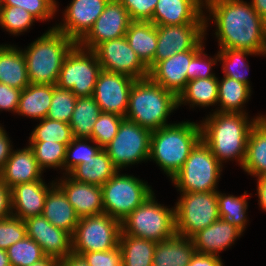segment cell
Listing matches in <instances>:
<instances>
[{"mask_svg": "<svg viewBox=\"0 0 266 266\" xmlns=\"http://www.w3.org/2000/svg\"><path fill=\"white\" fill-rule=\"evenodd\" d=\"M218 78H200L188 81L184 90L178 95V106L207 107L218 104Z\"/></svg>", "mask_w": 266, "mask_h": 266, "instance_id": "32", "label": "cell"}, {"mask_svg": "<svg viewBox=\"0 0 266 266\" xmlns=\"http://www.w3.org/2000/svg\"><path fill=\"white\" fill-rule=\"evenodd\" d=\"M195 252L191 238L175 235L156 242L152 266H187Z\"/></svg>", "mask_w": 266, "mask_h": 266, "instance_id": "28", "label": "cell"}, {"mask_svg": "<svg viewBox=\"0 0 266 266\" xmlns=\"http://www.w3.org/2000/svg\"><path fill=\"white\" fill-rule=\"evenodd\" d=\"M0 266H11L6 250L0 249Z\"/></svg>", "mask_w": 266, "mask_h": 266, "instance_id": "58", "label": "cell"}, {"mask_svg": "<svg viewBox=\"0 0 266 266\" xmlns=\"http://www.w3.org/2000/svg\"><path fill=\"white\" fill-rule=\"evenodd\" d=\"M12 215L11 189L0 180V220Z\"/></svg>", "mask_w": 266, "mask_h": 266, "instance_id": "51", "label": "cell"}, {"mask_svg": "<svg viewBox=\"0 0 266 266\" xmlns=\"http://www.w3.org/2000/svg\"><path fill=\"white\" fill-rule=\"evenodd\" d=\"M187 266H223V262L219 256L195 252Z\"/></svg>", "mask_w": 266, "mask_h": 266, "instance_id": "52", "label": "cell"}, {"mask_svg": "<svg viewBox=\"0 0 266 266\" xmlns=\"http://www.w3.org/2000/svg\"><path fill=\"white\" fill-rule=\"evenodd\" d=\"M87 141L96 145L90 146L88 145L89 143H87ZM100 149L101 147L97 143L91 141V139L74 138L67 146L64 161V169L66 171L65 174H68L78 164H86L87 161L92 158Z\"/></svg>", "mask_w": 266, "mask_h": 266, "instance_id": "43", "label": "cell"}, {"mask_svg": "<svg viewBox=\"0 0 266 266\" xmlns=\"http://www.w3.org/2000/svg\"><path fill=\"white\" fill-rule=\"evenodd\" d=\"M21 91L0 83V110L17 112Z\"/></svg>", "mask_w": 266, "mask_h": 266, "instance_id": "50", "label": "cell"}, {"mask_svg": "<svg viewBox=\"0 0 266 266\" xmlns=\"http://www.w3.org/2000/svg\"><path fill=\"white\" fill-rule=\"evenodd\" d=\"M101 113L93 96L77 97L75 108L69 122L74 138L91 139L94 124Z\"/></svg>", "mask_w": 266, "mask_h": 266, "instance_id": "35", "label": "cell"}, {"mask_svg": "<svg viewBox=\"0 0 266 266\" xmlns=\"http://www.w3.org/2000/svg\"><path fill=\"white\" fill-rule=\"evenodd\" d=\"M77 97L69 89L55 85L47 118L68 123L71 121Z\"/></svg>", "mask_w": 266, "mask_h": 266, "instance_id": "41", "label": "cell"}, {"mask_svg": "<svg viewBox=\"0 0 266 266\" xmlns=\"http://www.w3.org/2000/svg\"><path fill=\"white\" fill-rule=\"evenodd\" d=\"M59 259L52 256H45L42 260L33 263L30 266H58Z\"/></svg>", "mask_w": 266, "mask_h": 266, "instance_id": "57", "label": "cell"}, {"mask_svg": "<svg viewBox=\"0 0 266 266\" xmlns=\"http://www.w3.org/2000/svg\"><path fill=\"white\" fill-rule=\"evenodd\" d=\"M128 11L131 21H151L158 0H118Z\"/></svg>", "mask_w": 266, "mask_h": 266, "instance_id": "48", "label": "cell"}, {"mask_svg": "<svg viewBox=\"0 0 266 266\" xmlns=\"http://www.w3.org/2000/svg\"><path fill=\"white\" fill-rule=\"evenodd\" d=\"M202 8L204 0H158L151 22L156 26L206 23Z\"/></svg>", "mask_w": 266, "mask_h": 266, "instance_id": "20", "label": "cell"}, {"mask_svg": "<svg viewBox=\"0 0 266 266\" xmlns=\"http://www.w3.org/2000/svg\"><path fill=\"white\" fill-rule=\"evenodd\" d=\"M53 183L52 181L50 187L43 180H36L12 187V215L22 220L42 215L46 195L55 185Z\"/></svg>", "mask_w": 266, "mask_h": 266, "instance_id": "22", "label": "cell"}, {"mask_svg": "<svg viewBox=\"0 0 266 266\" xmlns=\"http://www.w3.org/2000/svg\"><path fill=\"white\" fill-rule=\"evenodd\" d=\"M6 251L11 266H30L46 256L41 247L28 236L23 240L17 241Z\"/></svg>", "mask_w": 266, "mask_h": 266, "instance_id": "40", "label": "cell"}, {"mask_svg": "<svg viewBox=\"0 0 266 266\" xmlns=\"http://www.w3.org/2000/svg\"><path fill=\"white\" fill-rule=\"evenodd\" d=\"M254 11L266 22V0H252Z\"/></svg>", "mask_w": 266, "mask_h": 266, "instance_id": "56", "label": "cell"}, {"mask_svg": "<svg viewBox=\"0 0 266 266\" xmlns=\"http://www.w3.org/2000/svg\"><path fill=\"white\" fill-rule=\"evenodd\" d=\"M217 191V203L219 209V216L225 222H228L237 227L242 232L245 230L247 224V194L246 191L242 196H233L219 193Z\"/></svg>", "mask_w": 266, "mask_h": 266, "instance_id": "36", "label": "cell"}, {"mask_svg": "<svg viewBox=\"0 0 266 266\" xmlns=\"http://www.w3.org/2000/svg\"><path fill=\"white\" fill-rule=\"evenodd\" d=\"M54 88L55 85L30 83L21 91L16 113L39 121L46 118Z\"/></svg>", "mask_w": 266, "mask_h": 266, "instance_id": "31", "label": "cell"}, {"mask_svg": "<svg viewBox=\"0 0 266 266\" xmlns=\"http://www.w3.org/2000/svg\"><path fill=\"white\" fill-rule=\"evenodd\" d=\"M42 174L33 150L27 146L21 150L12 151L0 172V180L11 189L18 184L43 180Z\"/></svg>", "mask_w": 266, "mask_h": 266, "instance_id": "23", "label": "cell"}, {"mask_svg": "<svg viewBox=\"0 0 266 266\" xmlns=\"http://www.w3.org/2000/svg\"><path fill=\"white\" fill-rule=\"evenodd\" d=\"M208 19L211 18L206 16V23L156 26L158 41L154 66L177 53L194 49L204 39Z\"/></svg>", "mask_w": 266, "mask_h": 266, "instance_id": "14", "label": "cell"}, {"mask_svg": "<svg viewBox=\"0 0 266 266\" xmlns=\"http://www.w3.org/2000/svg\"><path fill=\"white\" fill-rule=\"evenodd\" d=\"M26 232L42 249L46 256L62 259L72 254V235L52 225L43 215L24 220Z\"/></svg>", "mask_w": 266, "mask_h": 266, "instance_id": "17", "label": "cell"}, {"mask_svg": "<svg viewBox=\"0 0 266 266\" xmlns=\"http://www.w3.org/2000/svg\"><path fill=\"white\" fill-rule=\"evenodd\" d=\"M216 24L220 49H242L266 55V22L243 0H204Z\"/></svg>", "mask_w": 266, "mask_h": 266, "instance_id": "1", "label": "cell"}, {"mask_svg": "<svg viewBox=\"0 0 266 266\" xmlns=\"http://www.w3.org/2000/svg\"><path fill=\"white\" fill-rule=\"evenodd\" d=\"M37 19L22 7L0 6V25L10 34L19 35Z\"/></svg>", "mask_w": 266, "mask_h": 266, "instance_id": "42", "label": "cell"}, {"mask_svg": "<svg viewBox=\"0 0 266 266\" xmlns=\"http://www.w3.org/2000/svg\"><path fill=\"white\" fill-rule=\"evenodd\" d=\"M101 70L96 54L76 44L63 61L56 85L71 90L76 97H89Z\"/></svg>", "mask_w": 266, "mask_h": 266, "instance_id": "11", "label": "cell"}, {"mask_svg": "<svg viewBox=\"0 0 266 266\" xmlns=\"http://www.w3.org/2000/svg\"><path fill=\"white\" fill-rule=\"evenodd\" d=\"M242 233L234 225L219 218L210 226L198 231L191 239L197 253L220 256L218 252L232 246Z\"/></svg>", "mask_w": 266, "mask_h": 266, "instance_id": "24", "label": "cell"}, {"mask_svg": "<svg viewBox=\"0 0 266 266\" xmlns=\"http://www.w3.org/2000/svg\"><path fill=\"white\" fill-rule=\"evenodd\" d=\"M10 138L2 126H0V172L12 153V145Z\"/></svg>", "mask_w": 266, "mask_h": 266, "instance_id": "53", "label": "cell"}, {"mask_svg": "<svg viewBox=\"0 0 266 266\" xmlns=\"http://www.w3.org/2000/svg\"><path fill=\"white\" fill-rule=\"evenodd\" d=\"M121 222L105 213L79 219L72 235V253L112 250L119 246Z\"/></svg>", "mask_w": 266, "mask_h": 266, "instance_id": "10", "label": "cell"}, {"mask_svg": "<svg viewBox=\"0 0 266 266\" xmlns=\"http://www.w3.org/2000/svg\"><path fill=\"white\" fill-rule=\"evenodd\" d=\"M249 175L266 176V117L259 119L250 131L246 157L242 166Z\"/></svg>", "mask_w": 266, "mask_h": 266, "instance_id": "30", "label": "cell"}, {"mask_svg": "<svg viewBox=\"0 0 266 266\" xmlns=\"http://www.w3.org/2000/svg\"><path fill=\"white\" fill-rule=\"evenodd\" d=\"M251 96V86L240 81L224 76L218 80V112L244 113L242 108Z\"/></svg>", "mask_w": 266, "mask_h": 266, "instance_id": "34", "label": "cell"}, {"mask_svg": "<svg viewBox=\"0 0 266 266\" xmlns=\"http://www.w3.org/2000/svg\"><path fill=\"white\" fill-rule=\"evenodd\" d=\"M64 178L55 184L63 191L80 218L104 213L100 186L78 182L68 175Z\"/></svg>", "mask_w": 266, "mask_h": 266, "instance_id": "21", "label": "cell"}, {"mask_svg": "<svg viewBox=\"0 0 266 266\" xmlns=\"http://www.w3.org/2000/svg\"><path fill=\"white\" fill-rule=\"evenodd\" d=\"M89 266H123L119 246L107 251L87 252L81 255Z\"/></svg>", "mask_w": 266, "mask_h": 266, "instance_id": "49", "label": "cell"}, {"mask_svg": "<svg viewBox=\"0 0 266 266\" xmlns=\"http://www.w3.org/2000/svg\"><path fill=\"white\" fill-rule=\"evenodd\" d=\"M154 193L121 221V234L154 242L165 241L176 235L175 209L155 201Z\"/></svg>", "mask_w": 266, "mask_h": 266, "instance_id": "6", "label": "cell"}, {"mask_svg": "<svg viewBox=\"0 0 266 266\" xmlns=\"http://www.w3.org/2000/svg\"><path fill=\"white\" fill-rule=\"evenodd\" d=\"M117 114L101 112L94 124L91 141L102 149L116 136L121 122L124 120Z\"/></svg>", "mask_w": 266, "mask_h": 266, "instance_id": "44", "label": "cell"}, {"mask_svg": "<svg viewBox=\"0 0 266 266\" xmlns=\"http://www.w3.org/2000/svg\"><path fill=\"white\" fill-rule=\"evenodd\" d=\"M92 51L102 70L123 74L135 80L149 77L148 67L130 47L125 36L100 43Z\"/></svg>", "mask_w": 266, "mask_h": 266, "instance_id": "13", "label": "cell"}, {"mask_svg": "<svg viewBox=\"0 0 266 266\" xmlns=\"http://www.w3.org/2000/svg\"><path fill=\"white\" fill-rule=\"evenodd\" d=\"M27 236L24 220L13 215L0 220V249L7 250Z\"/></svg>", "mask_w": 266, "mask_h": 266, "instance_id": "46", "label": "cell"}, {"mask_svg": "<svg viewBox=\"0 0 266 266\" xmlns=\"http://www.w3.org/2000/svg\"><path fill=\"white\" fill-rule=\"evenodd\" d=\"M177 108V96L148 77L134 82L129 93L125 119L154 131L169 125L167 118Z\"/></svg>", "mask_w": 266, "mask_h": 266, "instance_id": "4", "label": "cell"}, {"mask_svg": "<svg viewBox=\"0 0 266 266\" xmlns=\"http://www.w3.org/2000/svg\"><path fill=\"white\" fill-rule=\"evenodd\" d=\"M119 247L123 266H152L156 242L121 234Z\"/></svg>", "mask_w": 266, "mask_h": 266, "instance_id": "33", "label": "cell"}, {"mask_svg": "<svg viewBox=\"0 0 266 266\" xmlns=\"http://www.w3.org/2000/svg\"><path fill=\"white\" fill-rule=\"evenodd\" d=\"M203 40L192 50L177 53L159 61L150 71L149 78L177 97L188 83L187 70L191 59L203 48Z\"/></svg>", "mask_w": 266, "mask_h": 266, "instance_id": "19", "label": "cell"}, {"mask_svg": "<svg viewBox=\"0 0 266 266\" xmlns=\"http://www.w3.org/2000/svg\"><path fill=\"white\" fill-rule=\"evenodd\" d=\"M130 22L127 9L118 0H110L93 27L77 44L93 50L100 43L124 37Z\"/></svg>", "mask_w": 266, "mask_h": 266, "instance_id": "16", "label": "cell"}, {"mask_svg": "<svg viewBox=\"0 0 266 266\" xmlns=\"http://www.w3.org/2000/svg\"><path fill=\"white\" fill-rule=\"evenodd\" d=\"M257 194L260 207L266 211V176L257 178Z\"/></svg>", "mask_w": 266, "mask_h": 266, "instance_id": "55", "label": "cell"}, {"mask_svg": "<svg viewBox=\"0 0 266 266\" xmlns=\"http://www.w3.org/2000/svg\"><path fill=\"white\" fill-rule=\"evenodd\" d=\"M55 0H0V6H17L28 11L37 20L51 19L57 11Z\"/></svg>", "mask_w": 266, "mask_h": 266, "instance_id": "45", "label": "cell"}, {"mask_svg": "<svg viewBox=\"0 0 266 266\" xmlns=\"http://www.w3.org/2000/svg\"><path fill=\"white\" fill-rule=\"evenodd\" d=\"M152 131L124 119L116 136L103 149L113 165L121 168L149 160Z\"/></svg>", "mask_w": 266, "mask_h": 266, "instance_id": "12", "label": "cell"}, {"mask_svg": "<svg viewBox=\"0 0 266 266\" xmlns=\"http://www.w3.org/2000/svg\"><path fill=\"white\" fill-rule=\"evenodd\" d=\"M180 193L174 207L176 235L191 238L220 218L217 191Z\"/></svg>", "mask_w": 266, "mask_h": 266, "instance_id": "9", "label": "cell"}, {"mask_svg": "<svg viewBox=\"0 0 266 266\" xmlns=\"http://www.w3.org/2000/svg\"><path fill=\"white\" fill-rule=\"evenodd\" d=\"M135 81L123 74L101 70L92 95L101 112L125 118L129 93Z\"/></svg>", "mask_w": 266, "mask_h": 266, "instance_id": "15", "label": "cell"}, {"mask_svg": "<svg viewBox=\"0 0 266 266\" xmlns=\"http://www.w3.org/2000/svg\"><path fill=\"white\" fill-rule=\"evenodd\" d=\"M110 0H72L65 9L64 23L55 28L78 43L93 27Z\"/></svg>", "mask_w": 266, "mask_h": 266, "instance_id": "18", "label": "cell"}, {"mask_svg": "<svg viewBox=\"0 0 266 266\" xmlns=\"http://www.w3.org/2000/svg\"><path fill=\"white\" fill-rule=\"evenodd\" d=\"M118 169L113 165L108 153L100 149L87 163L78 164L68 176L82 183L102 186L112 178Z\"/></svg>", "mask_w": 266, "mask_h": 266, "instance_id": "29", "label": "cell"}, {"mask_svg": "<svg viewBox=\"0 0 266 266\" xmlns=\"http://www.w3.org/2000/svg\"><path fill=\"white\" fill-rule=\"evenodd\" d=\"M0 83L23 90L30 82L26 59L22 50L11 45H0Z\"/></svg>", "mask_w": 266, "mask_h": 266, "instance_id": "27", "label": "cell"}, {"mask_svg": "<svg viewBox=\"0 0 266 266\" xmlns=\"http://www.w3.org/2000/svg\"><path fill=\"white\" fill-rule=\"evenodd\" d=\"M77 43L54 26L22 50L30 83L56 85L66 55Z\"/></svg>", "mask_w": 266, "mask_h": 266, "instance_id": "5", "label": "cell"}, {"mask_svg": "<svg viewBox=\"0 0 266 266\" xmlns=\"http://www.w3.org/2000/svg\"><path fill=\"white\" fill-rule=\"evenodd\" d=\"M58 266H89L86 260L79 255L69 254L65 258L59 259Z\"/></svg>", "mask_w": 266, "mask_h": 266, "instance_id": "54", "label": "cell"}, {"mask_svg": "<svg viewBox=\"0 0 266 266\" xmlns=\"http://www.w3.org/2000/svg\"><path fill=\"white\" fill-rule=\"evenodd\" d=\"M222 165L201 139L180 171L170 180L180 192L217 191Z\"/></svg>", "mask_w": 266, "mask_h": 266, "instance_id": "7", "label": "cell"}, {"mask_svg": "<svg viewBox=\"0 0 266 266\" xmlns=\"http://www.w3.org/2000/svg\"><path fill=\"white\" fill-rule=\"evenodd\" d=\"M29 145L42 171L50 167H60L61 169L63 167L64 169L65 154L69 144L48 141H29Z\"/></svg>", "mask_w": 266, "mask_h": 266, "instance_id": "38", "label": "cell"}, {"mask_svg": "<svg viewBox=\"0 0 266 266\" xmlns=\"http://www.w3.org/2000/svg\"><path fill=\"white\" fill-rule=\"evenodd\" d=\"M201 140V125L184 121L152 131L149 160L171 179L180 171L191 150Z\"/></svg>", "mask_w": 266, "mask_h": 266, "instance_id": "3", "label": "cell"}, {"mask_svg": "<svg viewBox=\"0 0 266 266\" xmlns=\"http://www.w3.org/2000/svg\"><path fill=\"white\" fill-rule=\"evenodd\" d=\"M247 55H256L253 52L242 49H220L218 51V61H222L224 76L235 79L250 86L248 77L249 65L245 63ZM241 70V71H240Z\"/></svg>", "mask_w": 266, "mask_h": 266, "instance_id": "37", "label": "cell"}, {"mask_svg": "<svg viewBox=\"0 0 266 266\" xmlns=\"http://www.w3.org/2000/svg\"><path fill=\"white\" fill-rule=\"evenodd\" d=\"M125 37L130 47L148 67H154V55L157 49V27L151 21H131Z\"/></svg>", "mask_w": 266, "mask_h": 266, "instance_id": "26", "label": "cell"}, {"mask_svg": "<svg viewBox=\"0 0 266 266\" xmlns=\"http://www.w3.org/2000/svg\"><path fill=\"white\" fill-rule=\"evenodd\" d=\"M42 215L55 227L73 235L80 217L63 191L55 184L47 193Z\"/></svg>", "mask_w": 266, "mask_h": 266, "instance_id": "25", "label": "cell"}, {"mask_svg": "<svg viewBox=\"0 0 266 266\" xmlns=\"http://www.w3.org/2000/svg\"><path fill=\"white\" fill-rule=\"evenodd\" d=\"M119 172L101 188L104 213L121 222L154 192L147 182Z\"/></svg>", "mask_w": 266, "mask_h": 266, "instance_id": "8", "label": "cell"}, {"mask_svg": "<svg viewBox=\"0 0 266 266\" xmlns=\"http://www.w3.org/2000/svg\"><path fill=\"white\" fill-rule=\"evenodd\" d=\"M74 139L68 123L44 118L32 131L29 141H48L69 144Z\"/></svg>", "mask_w": 266, "mask_h": 266, "instance_id": "39", "label": "cell"}, {"mask_svg": "<svg viewBox=\"0 0 266 266\" xmlns=\"http://www.w3.org/2000/svg\"><path fill=\"white\" fill-rule=\"evenodd\" d=\"M202 48L192 59L187 70V79L195 80L200 78L216 77L214 73H211V67L218 61V53L215 58H207V54L203 53ZM207 59V60H206Z\"/></svg>", "mask_w": 266, "mask_h": 266, "instance_id": "47", "label": "cell"}, {"mask_svg": "<svg viewBox=\"0 0 266 266\" xmlns=\"http://www.w3.org/2000/svg\"><path fill=\"white\" fill-rule=\"evenodd\" d=\"M247 115L215 111L200 124L202 141L221 164L224 160L237 159L243 166L250 131L264 117L259 115L249 121Z\"/></svg>", "mask_w": 266, "mask_h": 266, "instance_id": "2", "label": "cell"}]
</instances>
